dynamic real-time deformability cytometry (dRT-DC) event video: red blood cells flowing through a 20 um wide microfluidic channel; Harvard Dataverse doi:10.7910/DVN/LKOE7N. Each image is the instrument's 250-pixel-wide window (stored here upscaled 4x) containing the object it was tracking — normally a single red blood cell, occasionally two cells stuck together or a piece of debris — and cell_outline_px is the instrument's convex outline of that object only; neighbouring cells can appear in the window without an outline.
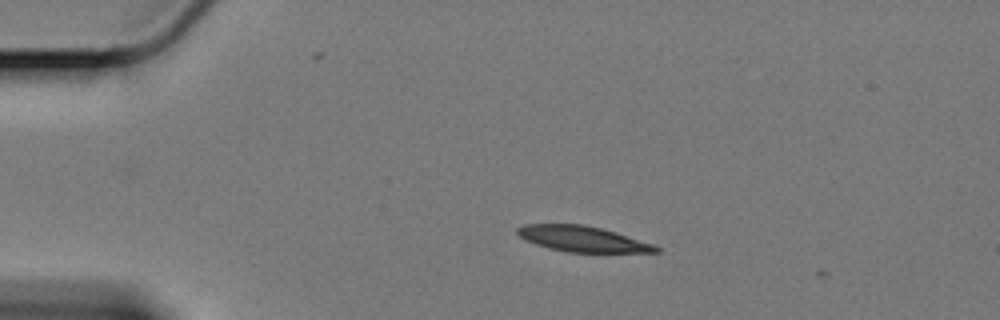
{"species": "Egyptian fruit bat (a non-hibernating species)", "species_latin": "Rousettus aegyptiacus", "temperature_condition": "cold", "stored_images_in_passage": 42, "camera_frame_rate_fps": 3000, "um_per_image_px": 0.085, "animal": {"sex": "female"}, "frame": {"image": 1, "passage_image": 1, "time_ms": 0.0, "image_size_px": [1000, 320], "cell_outline_px": [[660, 252], [564, 252], [548, 248], [524, 240], [516, 232], [516, 228], [524, 224], [580, 224], [600, 228], [616, 232], [652, 244], [660, 248]], "centroid_in_image_um": [49.46, 20.31], "position_along_channel_um": 35.5, "area_um2": 20.58}}
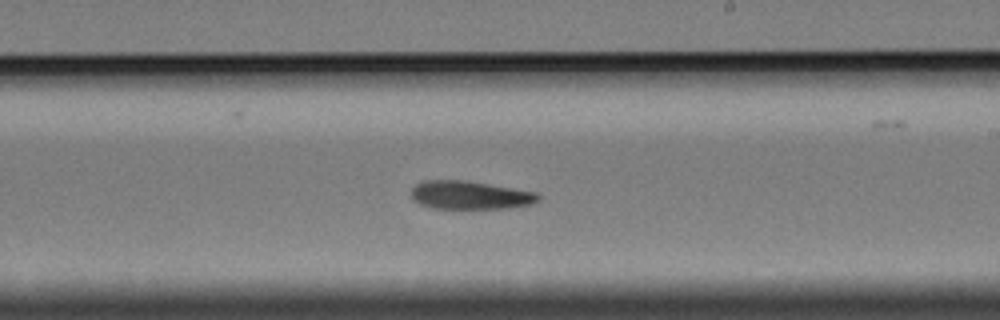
{"frame": {"image": 2, "passage_image": 24, "time_ms": 7.667, "image_size_px": [1000, 320], "cell_outline_px": [[540, 200], [532, 204], [508, 208], [432, 208], [420, 204], [412, 200], [412, 188], [416, 184], [424, 180], [468, 180], [540, 192]], "centroid_in_image_um": [40.0, 16.57], "position_along_channel_um": 249.0, "area_um2": 21.27}}
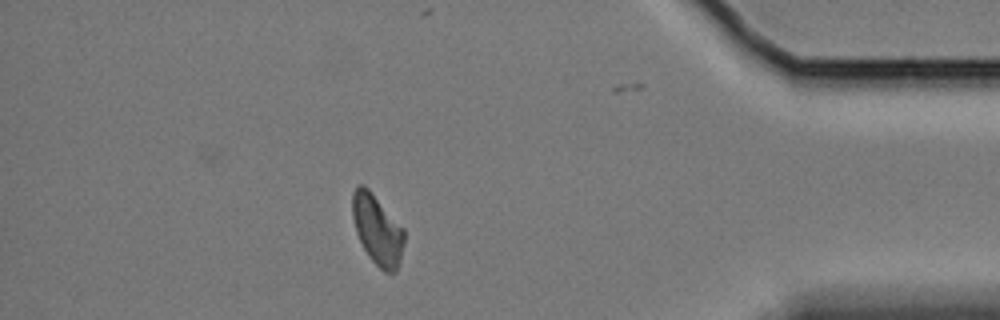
{"frame": {"image": 3, "passage_image": 41, "time_ms": 13.333, "image_size_px": [1000, 320], "cell_outline_px": [[404, 240], [400, 260], [396, 272], [384, 272], [368, 256], [356, 232], [352, 216], [352, 192], [356, 184], [364, 184], [368, 188], [404, 228]], "centroid_in_image_um": [32.06, 19.49], "position_along_channel_um": 403.1, "area_um2": 21.1}}